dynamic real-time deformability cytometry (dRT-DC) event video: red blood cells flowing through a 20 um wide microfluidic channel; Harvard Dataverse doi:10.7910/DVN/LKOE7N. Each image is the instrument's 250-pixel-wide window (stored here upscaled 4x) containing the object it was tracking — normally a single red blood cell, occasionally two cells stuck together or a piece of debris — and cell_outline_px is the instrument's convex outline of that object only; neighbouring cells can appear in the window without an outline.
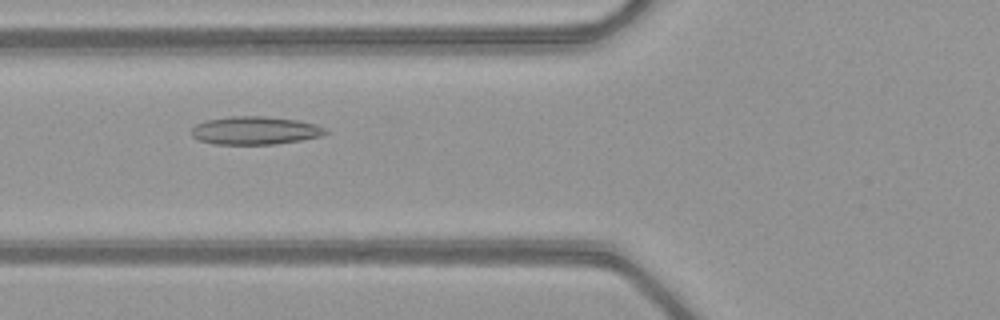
{"species": "common noctule bat (a hibernating species)", "species_latin": "Nyctalus noctula", "temperature_condition": "warm", "stored_images_in_passage": 34, "camera_frame_rate_fps": 3000, "um_per_image_px": 0.085, "animal": {"sex": "female", "body_mass_g": 21.9}, "frame": {"image": 1, "passage_image": 3, "time_ms": 0.667, "image_size_px": [1000, 320], "cell_outline_px": [[328, 132], [320, 136], [300, 140], [276, 144], [212, 144], [200, 140], [192, 136], [192, 128], [196, 124], [208, 120], [232, 116], [264, 116], [300, 120], [316, 124], [328, 128]], "centroid_in_image_um": [21.72, 11.09], "position_along_channel_um": 104.1, "area_um2": 21.96}}
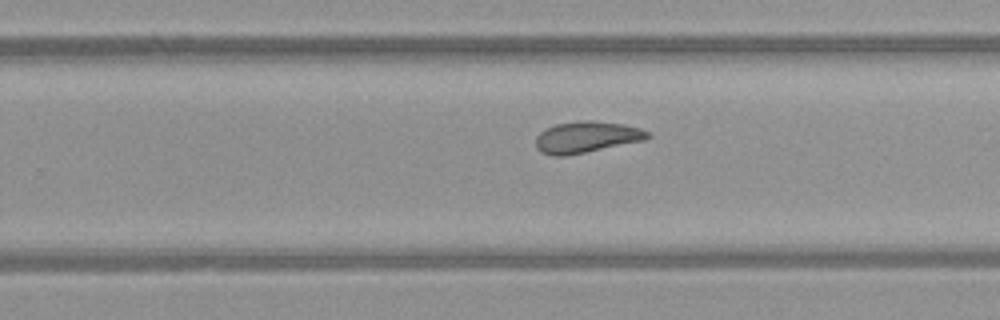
{"frame": {"image": 2, "passage_image": 16, "time_ms": 5.0, "image_size_px": [1000, 320], "cell_outline_px": [[652, 136], [644, 140], [564, 156], [552, 156], [540, 152], [536, 148], [536, 136], [540, 132], [556, 124], [588, 120], [592, 120], [624, 124], [640, 128], [648, 132]], "centroid_in_image_um": [49.84, 11.65], "position_along_channel_um": 280.0, "area_um2": 20.23}}
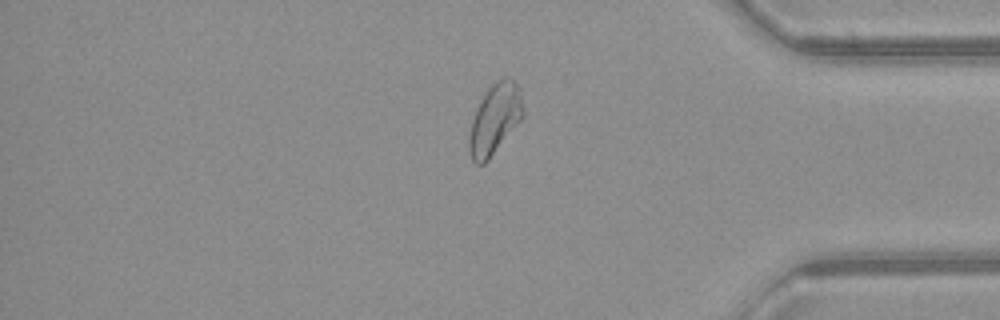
{"frame": {"image": 3, "passage_image": 26, "time_ms": 8.333, "image_size_px": [1000, 320], "cell_outline_px": [[524, 116], [488, 160], [484, 164], [476, 164], [472, 160], [468, 148], [468, 136], [472, 120], [476, 108], [484, 92], [496, 80], [504, 76], [512, 80], [520, 88], [524, 108]], "centroid_in_image_um": [42.05, 10.1], "position_along_channel_um": 393.1, "area_um2": 22.25}}